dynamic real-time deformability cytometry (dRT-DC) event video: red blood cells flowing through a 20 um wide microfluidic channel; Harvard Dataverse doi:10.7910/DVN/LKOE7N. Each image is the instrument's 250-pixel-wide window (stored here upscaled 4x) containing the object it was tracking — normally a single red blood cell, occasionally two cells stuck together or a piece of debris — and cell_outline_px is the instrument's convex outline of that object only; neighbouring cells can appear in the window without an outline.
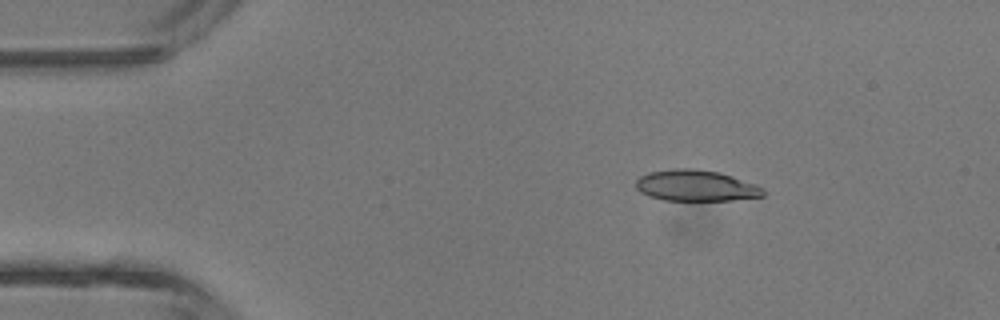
{"species": "common noctule bat (a hibernating species)", "species_latin": "Nyctalus noctula", "temperature_condition": "room temperature", "stored_images_in_passage": 4, "camera_frame_rate_fps": 3000, "um_per_image_px": 0.085, "animal": {"sex": "male", "body_mass_g": 13.3}, "frame": {"image": 1, "passage_image": 2, "time_ms": 1.0, "image_size_px": [1000, 320], "cell_outline_px": [[764, 196], [732, 200], [664, 200], [648, 196], [640, 192], [636, 188], [636, 180], [640, 176], [648, 172], [672, 168], [696, 168], [720, 172], [756, 184], [764, 188]], "centroid_in_image_um": [59.14, 15.77], "position_along_channel_um": 25.9, "area_um2": 23.29}}
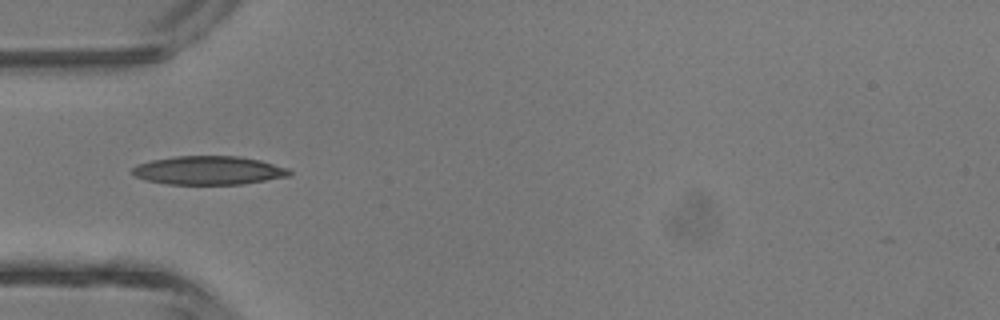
{"frame": {"image": 2, "passage_image": 4, "time_ms": 3.333, "image_size_px": [1000, 320], "cell_outline_px": [[292, 172], [288, 176], [244, 184], [168, 184], [144, 180], [136, 176], [132, 172], [132, 168], [136, 164], [152, 160], [176, 156], [240, 156], [260, 160], [288, 168]], "centroid_in_image_um": [17.72, 14.48], "position_along_channel_um": 67.3, "area_um2": 26.18}}